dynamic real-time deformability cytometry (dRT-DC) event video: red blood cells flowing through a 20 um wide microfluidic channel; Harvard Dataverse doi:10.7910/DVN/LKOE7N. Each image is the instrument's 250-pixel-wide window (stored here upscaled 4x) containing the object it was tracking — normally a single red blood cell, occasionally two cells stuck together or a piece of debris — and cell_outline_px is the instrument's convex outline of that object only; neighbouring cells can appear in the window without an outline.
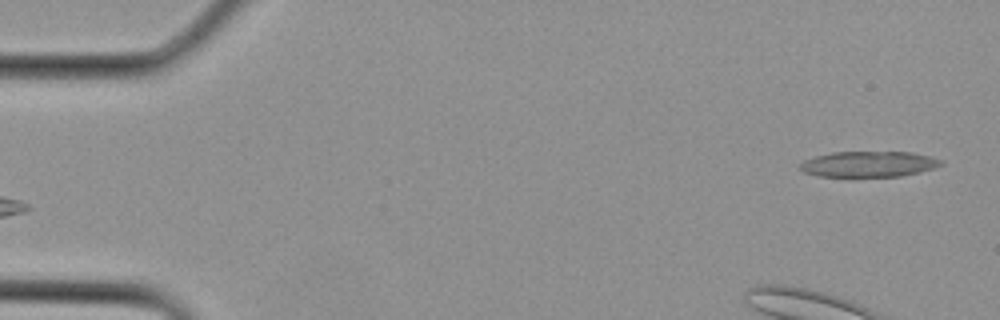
{"species": "Egyptian fruit bat (a non-hibernating species)", "species_latin": "Rousettus aegyptiacus", "temperature_condition": "cold", "stored_images_in_passage": 2, "camera_frame_rate_fps": 3000, "um_per_image_px": 0.085, "animal": {"sex": "female"}, "frame": {"image": 1, "passage_image": 2, "time_ms": 0.333, "image_size_px": [1000, 320], "cell_outline_px": [[944, 164], [920, 172], [900, 176], [820, 176], [804, 172], [800, 168], [800, 164], [804, 160], [816, 156], [832, 152], [912, 152], [944, 160]], "centroid_in_image_um": [73.86, 13.94], "position_along_channel_um": 11.1, "area_um2": 20.92}}